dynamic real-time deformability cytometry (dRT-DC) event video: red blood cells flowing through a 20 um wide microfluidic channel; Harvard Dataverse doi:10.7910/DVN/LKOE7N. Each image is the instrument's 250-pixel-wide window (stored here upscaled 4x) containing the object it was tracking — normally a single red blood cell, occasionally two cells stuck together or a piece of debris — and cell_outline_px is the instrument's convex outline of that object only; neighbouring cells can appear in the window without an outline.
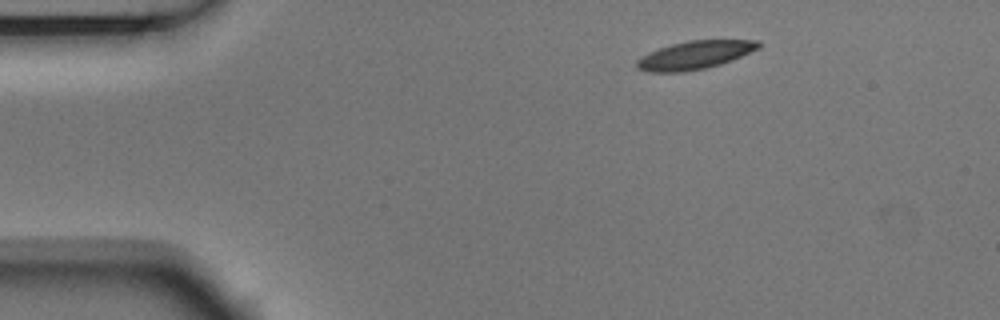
{"species": "Egyptian fruit bat (a non-hibernating species)", "species_latin": "Rousettus aegyptiacus", "temperature_condition": "room temperature", "stored_images_in_passage": 4, "camera_frame_rate_fps": 3000, "um_per_image_px": 0.085, "animal": {"sex": "male"}, "frame": {"image": 1, "passage_image": 1, "time_ms": 0.0, "image_size_px": [1000, 320], "cell_outline_px": [[760, 48], [732, 60], [720, 64], [704, 68], [680, 72], [648, 72], [636, 68], [636, 60], [640, 56], [660, 48], [672, 44], [688, 40], [760, 40]], "centroid_in_image_um": [59.05, 4.68], "position_along_channel_um": 26.0, "area_um2": 19.94}}
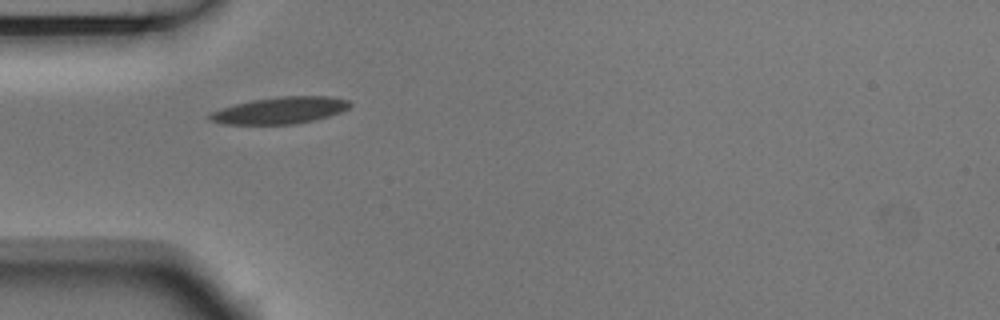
{"frame": {"image": 2, "passage_image": 3, "time_ms": 0.667, "image_size_px": [1000, 320], "cell_outline_px": [[352, 104], [348, 108], [340, 112], [328, 116], [312, 120], [292, 124], [224, 124], [208, 120], [208, 112], [220, 108], [252, 100], [280, 96], [328, 96], [348, 100]], "centroid_in_image_um": [23.76, 9.38], "position_along_channel_um": 61.2, "area_um2": 21.79}}
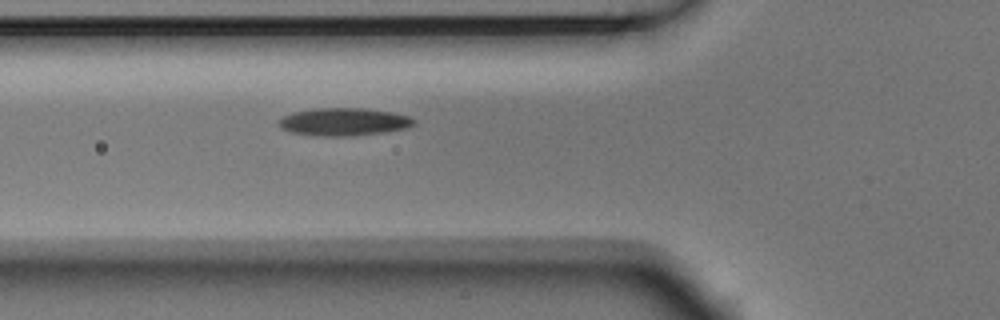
{"frame": {"image": 3, "passage_image": 4, "time_ms": 1.0, "image_size_px": [1000, 320], "cell_outline_px": [[416, 124], [408, 128], [384, 132], [352, 136], [320, 136], [292, 132], [280, 128], [276, 124], [276, 120], [292, 112], [316, 108], [364, 108], [392, 112], [408, 116], [416, 120]], "centroid_in_image_um": [29.21, 10.35], "position_along_channel_um": 96.6, "area_um2": 22.08}}